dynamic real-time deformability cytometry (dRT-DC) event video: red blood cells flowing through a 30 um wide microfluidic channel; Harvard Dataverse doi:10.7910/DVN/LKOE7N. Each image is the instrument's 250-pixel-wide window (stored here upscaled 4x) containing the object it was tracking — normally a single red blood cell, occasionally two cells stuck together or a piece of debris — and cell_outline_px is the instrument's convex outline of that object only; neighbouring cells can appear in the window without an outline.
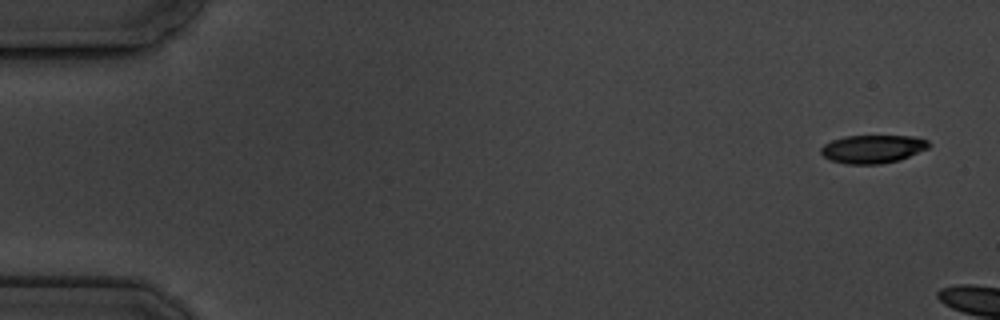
{"species": "common noctule bat (a hibernating species)", "species_latin": "Nyctalus noctula", "temperature_condition": "cold", "stored_images_in_passage": 3, "camera_frame_rate_fps": 3000, "um_per_image_px": 0.085, "animal": {"sex": "male", "body_mass_g": 19.5, "forearm_length_mm": 54.6}, "frame": {"image": 1, "passage_image": 1, "time_ms": 0.0, "image_size_px": [1000, 320], "cell_outline_px": [[932, 144], [928, 148], [900, 160], [880, 164], [844, 164], [828, 160], [820, 152], [820, 148], [824, 144], [832, 140], [844, 136], [912, 136], [928, 140]], "centroid_in_image_um": [74.16, 12.67], "position_along_channel_um": 10.8, "area_um2": 17.92}}